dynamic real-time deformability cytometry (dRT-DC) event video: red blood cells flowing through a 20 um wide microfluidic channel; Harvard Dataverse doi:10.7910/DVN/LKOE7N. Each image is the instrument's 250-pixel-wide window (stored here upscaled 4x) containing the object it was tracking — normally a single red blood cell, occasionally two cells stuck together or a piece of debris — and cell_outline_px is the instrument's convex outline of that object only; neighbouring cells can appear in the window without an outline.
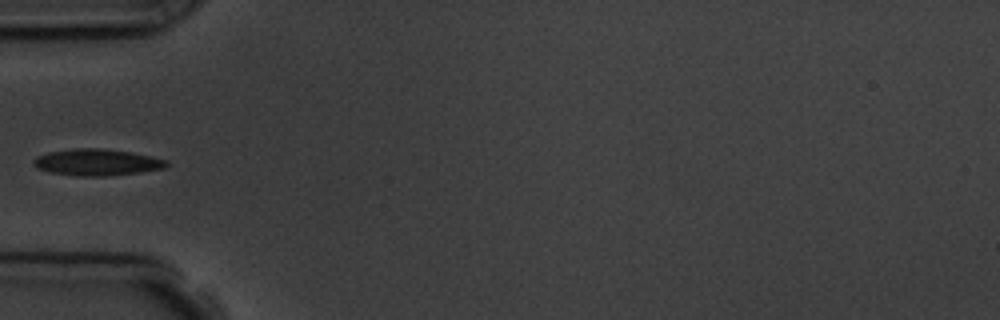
{"species": "common noctule bat (a hibernating species)", "species_latin": "Nyctalus noctula", "temperature_condition": "room temperature", "stored_images_in_passage": 4, "camera_frame_rate_fps": 3000, "um_per_image_px": 0.085, "animal": {"sex": "male", "body_mass_g": 19.5, "forearm_length_mm": 54.6}, "frame": {"image": 1, "passage_image": 4, "time_ms": 4.333, "image_size_px": [1000, 320], "cell_outline_px": [[168, 164], [164, 168], [140, 172], [104, 176], [76, 176], [48, 172], [36, 168], [32, 164], [32, 160], [36, 156], [48, 152], [72, 148], [100, 148], [132, 152], [168, 160]], "centroid_in_image_um": [8.18, 13.79], "position_along_channel_um": 76.8, "area_um2": 20.75}}